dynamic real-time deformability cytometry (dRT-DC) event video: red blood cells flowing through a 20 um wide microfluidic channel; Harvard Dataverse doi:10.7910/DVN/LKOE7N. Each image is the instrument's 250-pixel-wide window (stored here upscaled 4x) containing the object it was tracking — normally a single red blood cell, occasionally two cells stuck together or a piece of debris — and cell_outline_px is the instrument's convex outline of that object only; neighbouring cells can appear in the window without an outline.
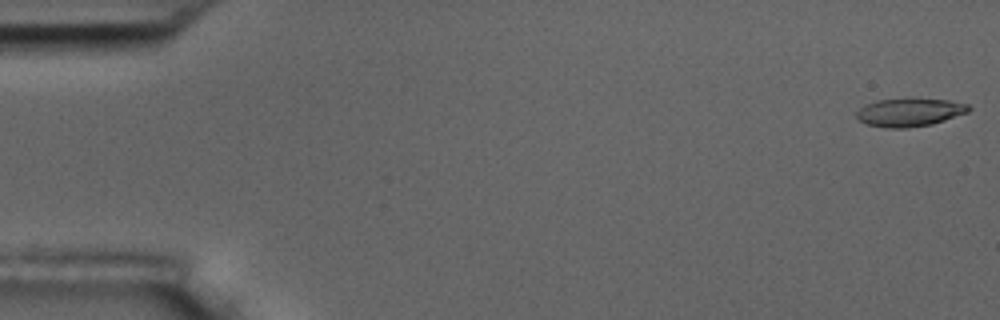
{"species": "common noctule bat (a hibernating species)", "species_latin": "Nyctalus noctula", "temperature_condition": "room temperature", "stored_images_in_passage": 6, "camera_frame_rate_fps": 3000, "um_per_image_px": 0.085, "animal": {"sex": "male", "body_mass_g": 17.5, "forearm_length_mm": 52.3}, "frame": {"image": 1, "passage_image": 1, "time_ms": 0.0, "image_size_px": [1000, 320], "cell_outline_px": [[972, 108], [968, 112], [932, 124], [908, 128], [888, 128], [868, 124], [860, 120], [856, 116], [856, 112], [864, 104], [876, 100], [916, 96], [948, 100], [968, 104]], "centroid_in_image_um": [77.33, 9.5], "position_along_channel_um": 7.7, "area_um2": 19.02}}
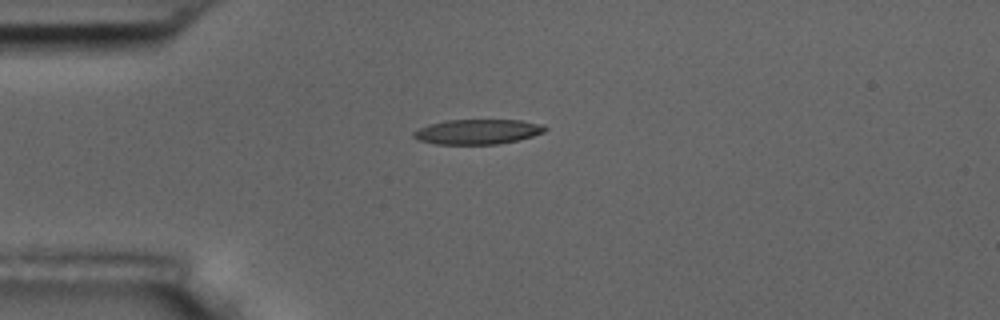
{"frame": {"image": 2, "passage_image": 4, "time_ms": 4.333, "image_size_px": [1000, 320], "cell_outline_px": [[548, 128], [544, 132], [532, 136], [516, 140], [496, 144], [436, 144], [416, 140], [412, 136], [412, 132], [428, 124], [444, 120], [520, 120], [544, 124]], "centroid_in_image_um": [40.57, 11.19], "position_along_channel_um": 44.4, "area_um2": 19.19}}